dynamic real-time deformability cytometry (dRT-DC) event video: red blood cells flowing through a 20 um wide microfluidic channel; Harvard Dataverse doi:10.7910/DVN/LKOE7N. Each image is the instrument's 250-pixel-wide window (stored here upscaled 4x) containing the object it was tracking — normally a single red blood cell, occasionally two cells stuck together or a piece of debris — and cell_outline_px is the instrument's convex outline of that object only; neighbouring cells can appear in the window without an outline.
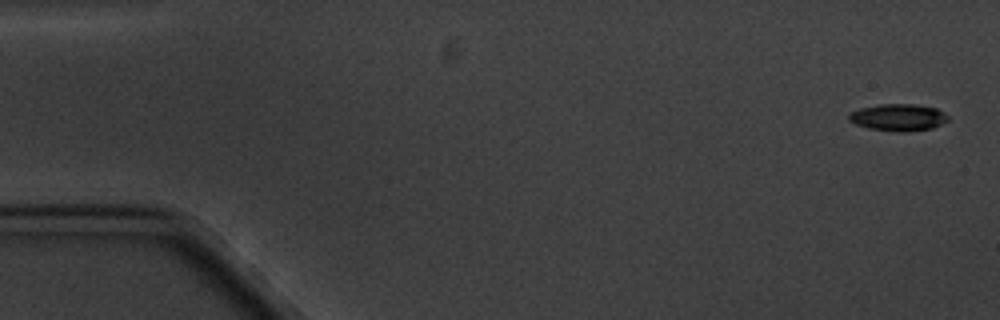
{"species": "common noctule bat (a hibernating species)", "species_latin": "Nyctalus noctula", "temperature_condition": "cold", "stored_images_in_passage": 17, "camera_frame_rate_fps": 3000, "um_per_image_px": 0.085, "animal": {"sex": "male", "body_mass_g": 20.1, "forearm_length_mm": 53.5}, "frame": {"image": 1, "passage_image": 1, "time_ms": 0.0, "image_size_px": [1000, 320], "cell_outline_px": [[948, 120], [932, 128], [900, 132], [868, 128], [856, 124], [848, 120], [848, 112], [860, 108], [880, 104], [912, 104], [936, 108], [944, 112], [948, 116]], "centroid_in_image_um": [76.31, 9.97], "position_along_channel_um": 8.7, "area_um2": 15.49}}
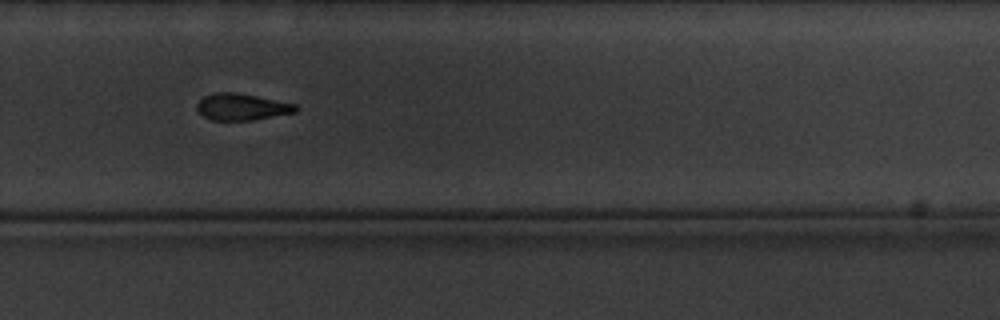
{"frame": {"image": 2, "passage_image": 12, "time_ms": 12.667, "image_size_px": [1000, 320], "cell_outline_px": [[300, 108], [296, 112], [252, 120], [212, 120], [204, 116], [196, 108], [196, 104], [204, 96], [216, 92], [236, 92], [296, 104]], "centroid_in_image_um": [20.56, 9.08], "position_along_channel_um": 309.2, "area_um2": 15.26}}
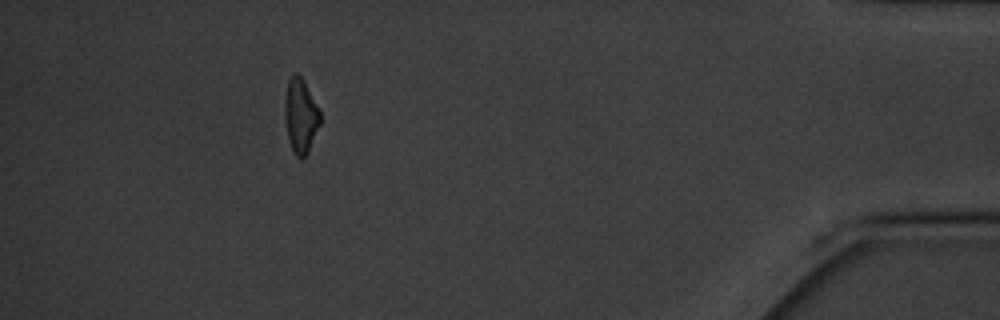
{"frame": {"image": 3, "passage_image": 16, "time_ms": 17.333, "image_size_px": [1000, 320], "cell_outline_px": [[320, 124], [308, 152], [300, 160], [296, 156], [288, 140], [284, 116], [284, 100], [288, 80], [292, 72], [296, 72], [300, 76], [320, 112]], "centroid_in_image_um": [25.52, 9.85], "position_along_channel_um": 409.7, "area_um2": 15.2}, "authors_computed_cell_mechanics": {"area_um2": 16.1262, "velocity_mm_per_s": 3.3703, "shape_relaxation_time_tau1_ms": 4.0242, "shape_relaxation_time_tau2_ms": null, "deformation_change_tau1": 0.1256, "deformation_change_tau2": null}}